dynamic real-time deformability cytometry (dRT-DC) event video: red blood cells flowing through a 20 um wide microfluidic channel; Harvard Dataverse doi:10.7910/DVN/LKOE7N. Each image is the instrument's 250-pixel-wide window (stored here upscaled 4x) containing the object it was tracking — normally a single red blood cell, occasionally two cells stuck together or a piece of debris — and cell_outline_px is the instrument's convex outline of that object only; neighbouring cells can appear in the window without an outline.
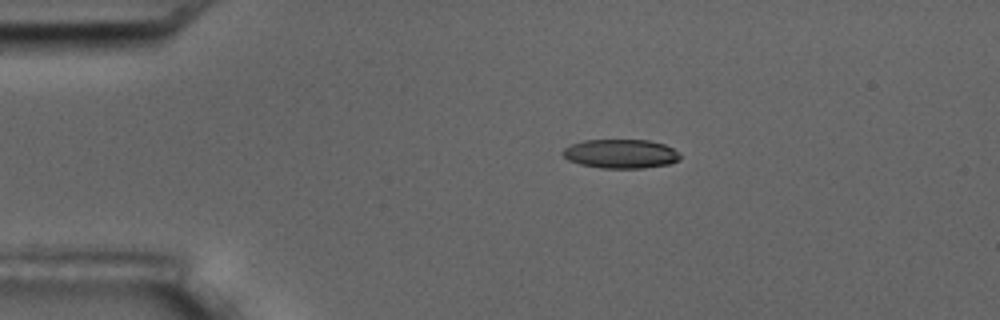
{"species": "common noctule bat (a hibernating species)", "species_latin": "Nyctalus noctula", "temperature_condition": "room temperature", "stored_images_in_passage": 2, "camera_frame_rate_fps": 3000, "um_per_image_px": 0.085, "animal": {"sex": "male", "body_mass_g": 17.5, "forearm_length_mm": 52.3}, "frame": {"image": 1, "passage_image": 1, "time_ms": 0.0, "image_size_px": [1000, 320], "cell_outline_px": [[680, 160], [668, 164], [644, 168], [600, 168], [580, 164], [568, 160], [560, 152], [564, 148], [572, 144], [584, 140], [648, 140], [664, 144], [672, 148], [680, 156]], "centroid_in_image_um": [52.74, 13.07], "position_along_channel_um": 32.3, "area_um2": 19.83}}